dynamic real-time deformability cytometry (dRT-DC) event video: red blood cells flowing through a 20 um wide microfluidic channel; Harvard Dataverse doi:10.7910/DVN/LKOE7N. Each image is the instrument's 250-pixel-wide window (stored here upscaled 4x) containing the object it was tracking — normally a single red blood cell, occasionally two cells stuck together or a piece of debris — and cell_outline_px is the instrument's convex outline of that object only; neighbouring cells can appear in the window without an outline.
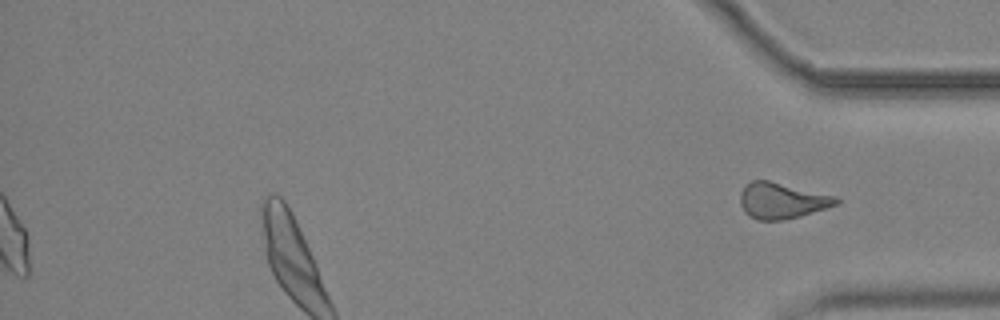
{"species": "common noctule bat (a hibernating species)", "species_latin": "Nyctalus noctula", "temperature_condition": "cold", "stored_images_in_passage": 42, "camera_frame_rate_fps": 3000, "um_per_image_px": 0.085, "animal": {"sex": "male", "body_mass_g": 19.2, "forearm_length_mm": 51.8}, "frame": {"image": 1, "passage_image": 42, "time_ms": 13.667, "image_size_px": [1000, 320], "cell_outline_px": [[840, 200], [836, 204], [800, 216], [784, 220], [760, 220], [748, 216], [744, 212], [740, 204], [740, 192], [744, 184], [752, 180], [768, 180], [836, 196]], "centroid_in_image_um": [66.4, 17.05], "position_along_channel_um": 368.8, "area_um2": 20.06}}